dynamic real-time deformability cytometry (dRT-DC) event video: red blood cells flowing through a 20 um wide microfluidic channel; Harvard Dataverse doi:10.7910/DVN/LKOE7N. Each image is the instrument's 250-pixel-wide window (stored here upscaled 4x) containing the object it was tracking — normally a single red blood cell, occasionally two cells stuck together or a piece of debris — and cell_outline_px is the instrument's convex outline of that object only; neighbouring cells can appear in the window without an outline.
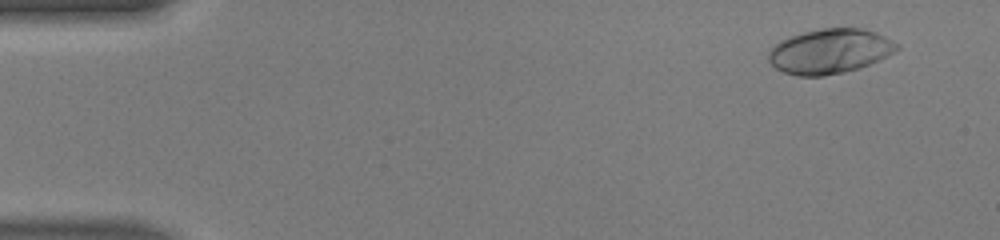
{"species": "human", "species_latin": "Homo sapiens", "temperature_condition": "warm", "stored_images_in_passage": 50, "camera_frame_rate_fps": 3000, "um_per_image_px": 0.085, "donor": {"sex": "male"}, "frame": {"image": 1, "passage_image": 4, "time_ms": 1.0, "image_size_px": [1000, 240], "cell_outline_px": [[900, 48], [880, 60], [860, 68], [844, 72], [824, 76], [796, 76], [784, 72], [776, 68], [768, 60], [768, 52], [776, 44], [792, 36], [804, 32], [820, 28], [864, 28], [876, 32], [900, 44]], "centroid_in_image_um": [70.57, 4.36], "position_along_channel_um": 14.4, "area_um2": 33.47}}
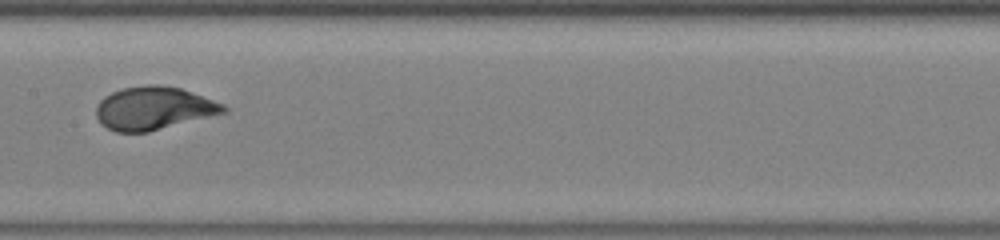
{"frame": {"image": 2, "passage_image": 26, "time_ms": 8.333, "image_size_px": [1000, 240], "cell_outline_px": [[228, 112], [148, 132], [116, 132], [108, 128], [96, 116], [96, 104], [104, 96], [112, 92], [124, 88], [144, 84], [160, 84], [180, 88], [224, 104], [228, 108]], "centroid_in_image_um": [13.07, 9.19], "position_along_channel_um": 194.3, "area_um2": 31.96}}
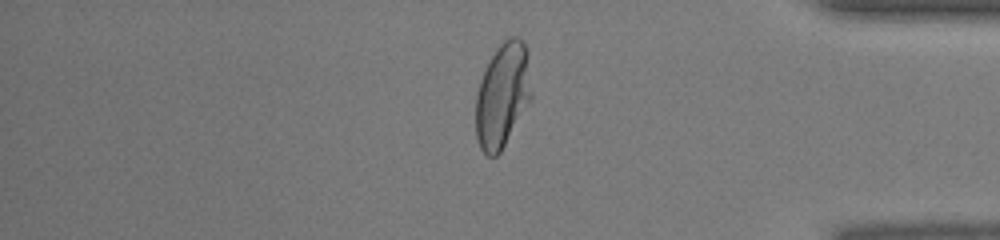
{"frame": {"image": 3, "passage_image": 42, "time_ms": 13.667, "image_size_px": [1000, 240], "cell_outline_px": [[532, 100], [500, 152], [496, 156], [488, 156], [480, 148], [476, 136], [476, 96], [480, 80], [496, 48], [504, 40], [512, 36], [516, 36], [524, 44], [528, 52], [532, 92]], "centroid_in_image_um": [42.74, 8.1], "position_along_channel_um": 392.5, "area_um2": 33.99}, "authors_computed_cell_mechanics": {"area_um2": 32.1079, "velocity_mm_per_s": 4.1673, "shape_relaxation_time_tau1_ms": 2.9013, "shape_relaxation_time_tau2_ms": null, "deformation_change_tau1": 0.2197, "deformation_change_tau2": null}}